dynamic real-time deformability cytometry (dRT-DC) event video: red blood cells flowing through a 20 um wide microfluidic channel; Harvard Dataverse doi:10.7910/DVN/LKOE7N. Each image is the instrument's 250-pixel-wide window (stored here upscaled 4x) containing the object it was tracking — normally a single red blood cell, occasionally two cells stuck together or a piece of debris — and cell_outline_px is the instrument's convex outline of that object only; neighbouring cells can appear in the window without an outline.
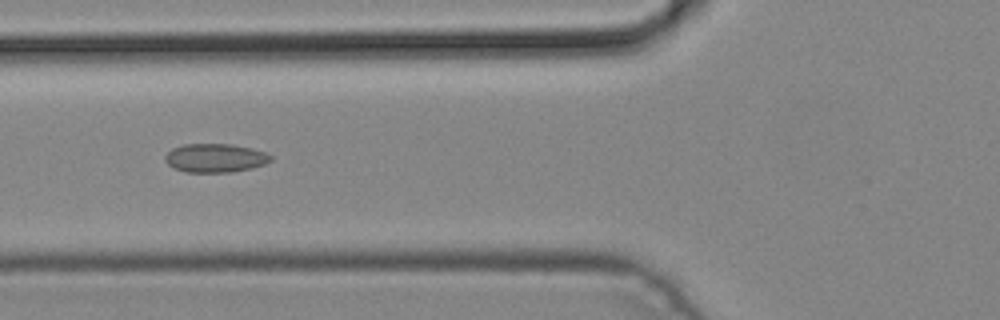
{"species": "common noctule bat (a hibernating species)", "species_latin": "Nyctalus noctula", "temperature_condition": "cold", "stored_images_in_passage": 3, "camera_frame_rate_fps": 3000, "um_per_image_px": 0.085, "animal": {"sex": "male", "body_mass_g": 19.2, "forearm_length_mm": 51.8}, "frame": {"image": 1, "passage_image": 3, "time_ms": 0.667, "image_size_px": [1000, 320], "cell_outline_px": [[272, 160], [264, 164], [252, 168], [232, 172], [188, 172], [176, 168], [168, 164], [164, 160], [164, 156], [172, 148], [184, 144], [232, 144], [252, 148], [264, 152], [272, 156]], "centroid_in_image_um": [18.3, 13.42], "position_along_channel_um": 107.5, "area_um2": 17.63}}